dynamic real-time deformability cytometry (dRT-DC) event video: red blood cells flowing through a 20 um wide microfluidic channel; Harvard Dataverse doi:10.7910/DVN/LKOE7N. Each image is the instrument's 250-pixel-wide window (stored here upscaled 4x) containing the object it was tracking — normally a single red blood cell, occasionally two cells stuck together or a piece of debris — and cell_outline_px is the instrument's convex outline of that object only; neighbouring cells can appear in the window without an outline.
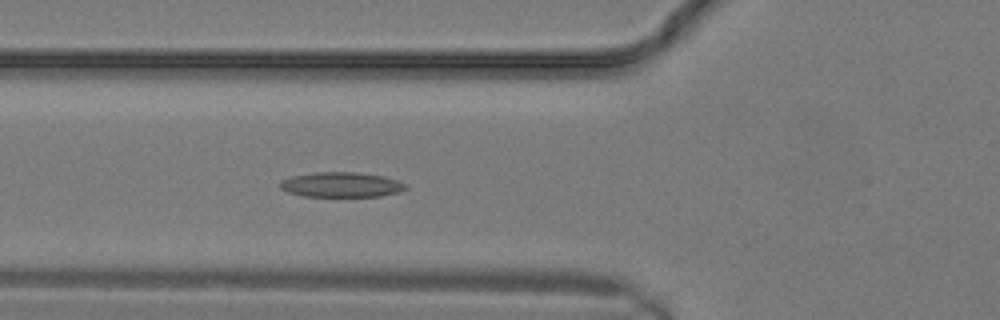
{"species": "common noctule bat (a hibernating species)", "species_latin": "Nyctalus noctula", "temperature_condition": "warm", "stored_images_in_passage": 10, "camera_frame_rate_fps": 3000, "um_per_image_px": 0.085, "animal": {"sex": "male", "body_mass_g": 19.2, "forearm_length_mm": 51.8}, "frame": {"image": 1, "passage_image": 10, "time_ms": 3.0, "image_size_px": [1000, 320], "cell_outline_px": [[408, 188], [396, 192], [380, 196], [304, 196], [288, 192], [280, 188], [280, 184], [284, 180], [292, 176], [316, 172], [356, 172], [384, 176], [408, 184]], "centroid_in_image_um": [29.04, 15.69], "position_along_channel_um": 96.8, "area_um2": 18.09}}